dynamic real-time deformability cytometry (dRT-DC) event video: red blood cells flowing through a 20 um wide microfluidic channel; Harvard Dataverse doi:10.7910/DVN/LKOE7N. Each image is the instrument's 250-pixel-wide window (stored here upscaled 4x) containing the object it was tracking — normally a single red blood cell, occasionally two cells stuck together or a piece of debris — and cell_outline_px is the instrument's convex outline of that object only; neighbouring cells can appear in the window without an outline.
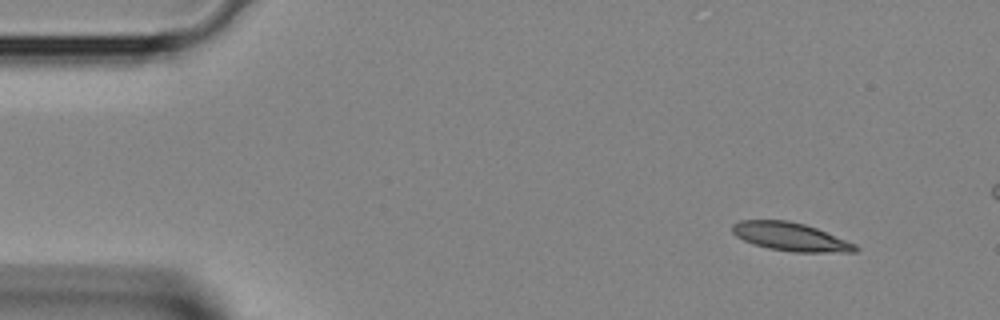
{"species": "Egyptian fruit bat (a non-hibernating species)", "species_latin": "Rousettus aegyptiacus", "temperature_condition": "room temperature", "stored_images_in_passage": 8, "camera_frame_rate_fps": 3000, "um_per_image_px": 0.085, "animal": {"sex": "female"}, "frame": {"image": 1, "passage_image": 1, "time_ms": 0.0, "image_size_px": [1000, 320], "cell_outline_px": [[860, 248], [856, 252], [792, 252], [768, 248], [744, 240], [736, 236], [732, 232], [732, 224], [740, 220], [788, 220], [804, 224], [816, 228], [856, 244]], "centroid_in_image_um": [67.2, 20.12], "position_along_channel_um": 17.8, "area_um2": 20.23}}